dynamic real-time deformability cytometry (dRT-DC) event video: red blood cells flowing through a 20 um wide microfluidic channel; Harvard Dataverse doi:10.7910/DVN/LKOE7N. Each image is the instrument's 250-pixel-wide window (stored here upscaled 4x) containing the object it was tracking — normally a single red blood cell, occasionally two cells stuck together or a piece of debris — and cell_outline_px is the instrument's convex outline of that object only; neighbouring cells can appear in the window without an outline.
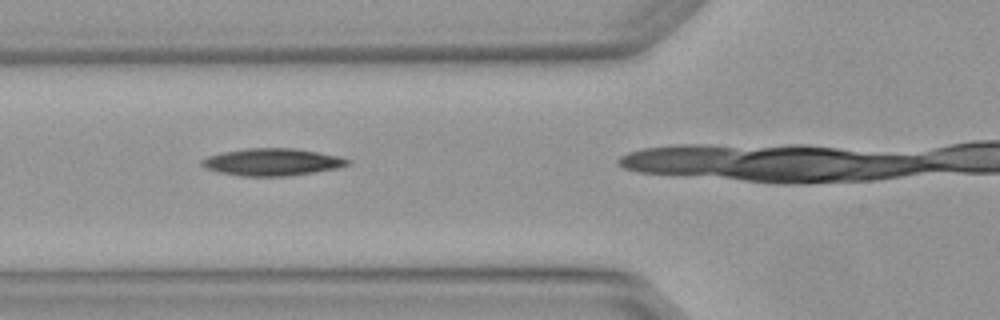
{"species": "Egyptian fruit bat (a non-hibernating species)", "species_latin": "Rousettus aegyptiacus", "temperature_condition": "warm", "stored_images_in_passage": 5, "camera_frame_rate_fps": 3000, "um_per_image_px": 0.085, "animal": {"sex": "female"}, "frame": {"image": 1, "passage_image": 3, "time_ms": 0.667, "image_size_px": [1000, 320], "cell_outline_px": [[352, 164], [340, 168], [316, 172], [288, 176], [240, 176], [220, 172], [204, 168], [200, 164], [200, 160], [208, 156], [224, 152], [248, 148], [292, 148], [340, 156], [352, 160]], "centroid_in_image_um": [23.18, 13.78], "position_along_channel_um": 102.6, "area_um2": 23.29}}